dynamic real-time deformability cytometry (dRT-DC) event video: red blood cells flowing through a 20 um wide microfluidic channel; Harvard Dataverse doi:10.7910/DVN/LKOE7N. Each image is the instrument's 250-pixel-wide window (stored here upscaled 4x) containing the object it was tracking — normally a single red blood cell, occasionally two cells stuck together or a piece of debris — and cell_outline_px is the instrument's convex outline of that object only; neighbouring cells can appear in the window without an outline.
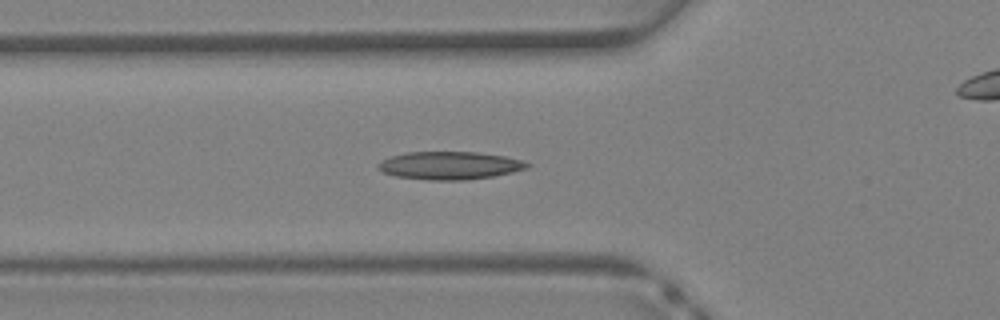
{"species": "Egyptian fruit bat (a non-hibernating species)", "species_latin": "Rousettus aegyptiacus", "temperature_condition": "warm", "stored_images_in_passage": 33, "camera_frame_rate_fps": 3000, "um_per_image_px": 0.085, "animal": {"sex": "female"}, "frame": {"image": 1, "passage_image": 8, "time_ms": 2.333, "image_size_px": [1000, 320], "cell_outline_px": [[532, 164], [524, 168], [512, 172], [492, 176], [464, 180], [432, 180], [396, 176], [384, 172], [376, 168], [376, 164], [380, 160], [388, 156], [404, 152], [476, 152], [504, 156], [520, 160]], "centroid_in_image_um": [38.14, 14.05], "position_along_channel_um": 87.7, "area_um2": 24.16}}
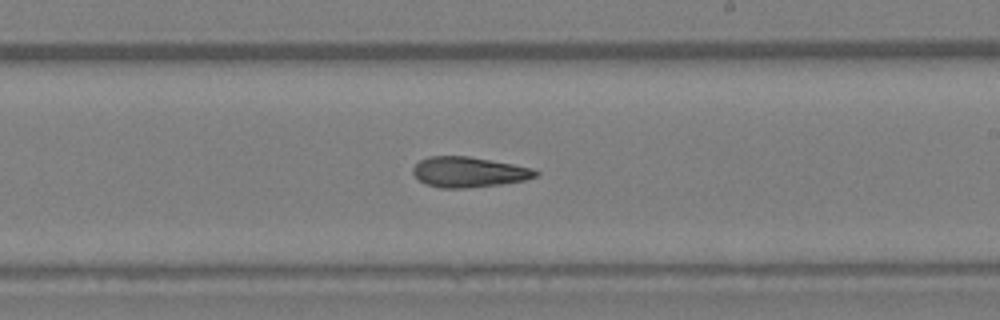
{"frame": {"image": 2, "passage_image": 17, "time_ms": 5.333, "image_size_px": [1000, 320], "cell_outline_px": [[540, 172], [536, 176], [524, 180], [500, 184], [464, 188], [440, 188], [424, 184], [412, 172], [412, 168], [420, 160], [428, 156], [468, 156], [536, 168]], "centroid_in_image_um": [39.85, 14.62], "position_along_channel_um": 249.2, "area_um2": 21.73}}
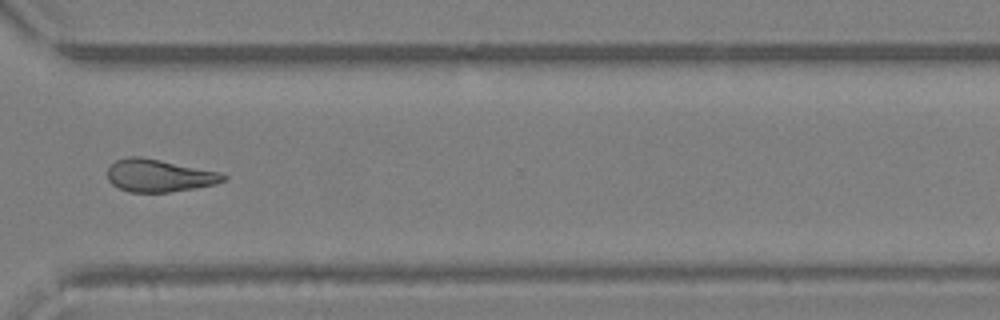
{"frame": {"image": 3, "passage_image": 23, "time_ms": 7.333, "image_size_px": [1000, 320], "cell_outline_px": [[228, 176], [224, 180], [216, 184], [168, 192], [128, 192], [112, 184], [108, 180], [108, 168], [116, 160], [128, 156], [140, 156], [220, 172]], "centroid_in_image_um": [13.5, 14.92], "position_along_channel_um": 357.1, "area_um2": 21.79}}